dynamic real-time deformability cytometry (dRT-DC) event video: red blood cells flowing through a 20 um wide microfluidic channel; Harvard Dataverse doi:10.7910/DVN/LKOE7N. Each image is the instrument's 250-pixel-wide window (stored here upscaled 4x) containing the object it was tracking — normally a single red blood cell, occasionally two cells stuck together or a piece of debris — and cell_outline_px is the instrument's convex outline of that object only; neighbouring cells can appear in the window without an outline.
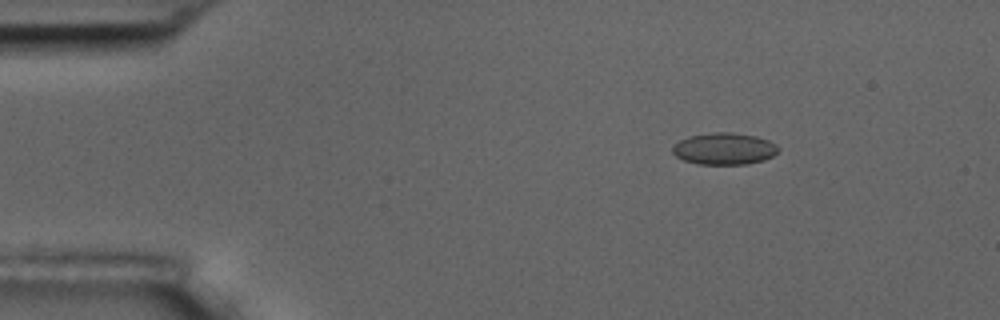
{"species": "common noctule bat (a hibernating species)", "species_latin": "Nyctalus noctula", "temperature_condition": "room temperature", "stored_images_in_passage": 15, "camera_frame_rate_fps": 3000, "um_per_image_px": 0.085, "animal": {"sex": "male", "body_mass_g": 17.5, "forearm_length_mm": 52.3}, "frame": {"image": 1, "passage_image": 3, "time_ms": 2.333, "image_size_px": [1000, 320], "cell_outline_px": [[780, 148], [772, 156], [764, 160], [744, 164], [696, 164], [684, 160], [676, 156], [672, 152], [672, 144], [688, 136], [712, 132], [732, 132], [756, 136], [768, 140], [776, 144]], "centroid_in_image_um": [61.53, 12.63], "position_along_channel_um": 23.5, "area_um2": 19.71}}
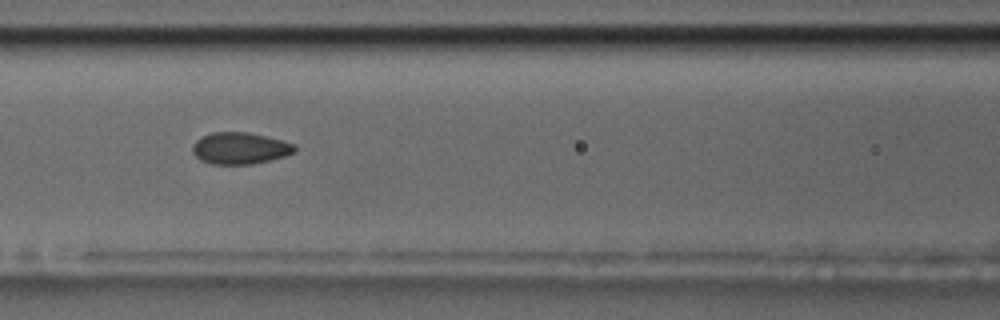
{"frame": {"image": 2, "passage_image": 7, "time_ms": 7.667, "image_size_px": [1000, 320], "cell_outline_px": [[296, 152], [284, 156], [252, 164], [212, 164], [200, 160], [192, 152], [192, 144], [196, 140], [212, 132], [248, 132], [284, 140], [296, 144]], "centroid_in_image_um": [20.41, 12.59], "position_along_channel_um": 146.2, "area_um2": 18.96}}
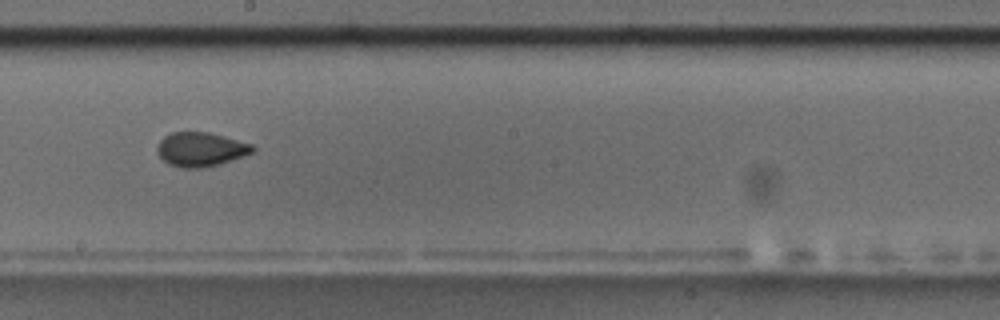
{"frame": {"image": 3, "passage_image": 9, "time_ms": 10.0, "image_size_px": [1000, 320], "cell_outline_px": [[256, 148], [252, 152], [220, 164], [204, 168], [180, 168], [168, 164], [156, 152], [156, 148], [160, 140], [164, 136], [172, 132], [208, 132], [252, 144]], "centroid_in_image_um": [17.02, 12.7], "position_along_channel_um": 231.2, "area_um2": 18.96}, "authors_computed_cell_mechanics": {"area_um2": 18.9584, "velocity_mm_per_s": 3.6593, "shape_relaxation_time_tau1_ms": 6.6701, "shape_relaxation_time_tau2_ms": 0.9871, "deformation_change_tau1": 0.1118, "deformation_change_tau2": 0.0351}}